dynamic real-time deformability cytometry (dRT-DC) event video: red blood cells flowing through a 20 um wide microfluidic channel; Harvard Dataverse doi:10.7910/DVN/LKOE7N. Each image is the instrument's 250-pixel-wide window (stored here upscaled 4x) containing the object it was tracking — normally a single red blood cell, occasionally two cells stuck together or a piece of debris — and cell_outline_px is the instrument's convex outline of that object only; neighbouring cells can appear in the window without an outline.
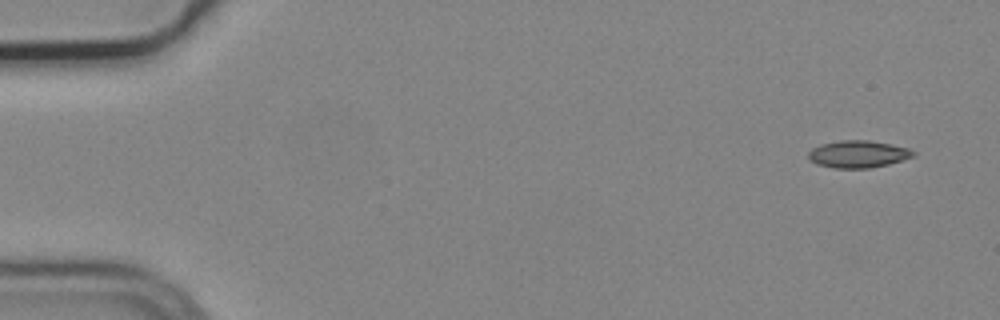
{"species": "common noctule bat (a hibernating species)", "species_latin": "Nyctalus noctula", "temperature_condition": "cold", "stored_images_in_passage": 4, "camera_frame_rate_fps": 3000, "um_per_image_px": 0.085, "animal": {"sex": "male", "body_mass_g": 19.2, "forearm_length_mm": 51.8}, "frame": {"image": 1, "passage_image": 1, "time_ms": 0.0, "image_size_px": [1000, 320], "cell_outline_px": [[916, 156], [888, 164], [868, 168], [832, 168], [816, 164], [808, 160], [808, 152], [812, 148], [820, 144], [840, 140], [868, 140], [892, 144], [908, 148], [916, 152]], "centroid_in_image_um": [72.92, 13.1], "position_along_channel_um": 12.1, "area_um2": 16.82}}
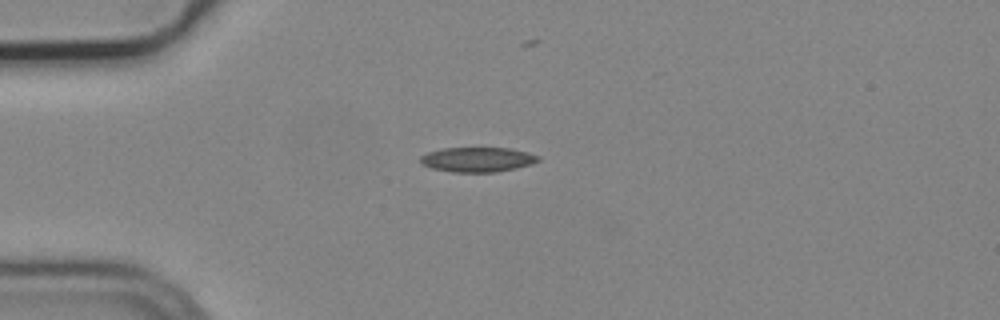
{"frame": {"image": 2, "passage_image": 4, "time_ms": 1.0, "image_size_px": [1000, 320], "cell_outline_px": [[540, 160], [532, 164], [516, 168], [496, 172], [452, 172], [432, 168], [424, 164], [420, 160], [420, 156], [428, 152], [444, 148], [508, 148], [528, 152], [540, 156]], "centroid_in_image_um": [40.62, 13.56], "position_along_channel_um": 44.4, "area_um2": 16.94}}